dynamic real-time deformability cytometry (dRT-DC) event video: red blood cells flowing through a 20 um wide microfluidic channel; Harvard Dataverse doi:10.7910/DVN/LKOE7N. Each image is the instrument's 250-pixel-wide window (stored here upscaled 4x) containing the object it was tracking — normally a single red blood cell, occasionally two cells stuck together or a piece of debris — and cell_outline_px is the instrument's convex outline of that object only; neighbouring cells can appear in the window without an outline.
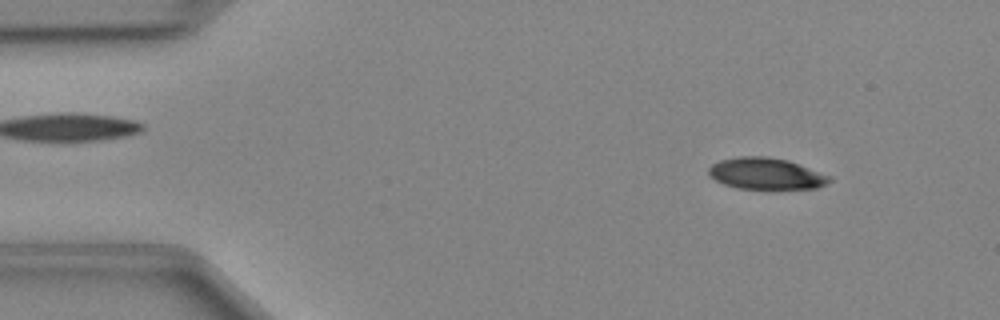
{"species": "Egyptian fruit bat (a non-hibernating species)", "species_latin": "Rousettus aegyptiacus", "temperature_condition": "cold", "stored_images_in_passage": 47, "camera_frame_rate_fps": 3000, "um_per_image_px": 0.085, "animal": {"sex": "female"}, "frame": {"image": 1, "passage_image": 5, "time_ms": 1.333, "image_size_px": [1000, 320], "cell_outline_px": [[832, 180], [816, 188], [740, 188], [724, 184], [716, 180], [708, 172], [708, 168], [712, 164], [720, 160], [740, 156], [764, 156], [788, 160], [832, 176]], "centroid_in_image_um": [65.12, 14.74], "position_along_channel_um": 19.9, "area_um2": 21.85}}
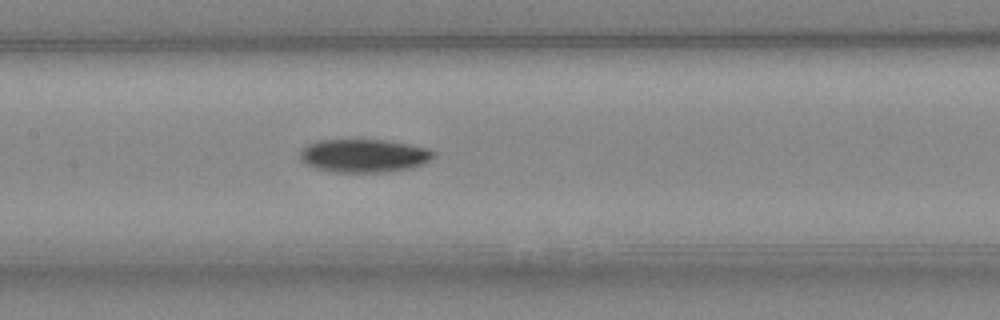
{"frame": {"image": 2, "passage_image": 22, "time_ms": 7.0, "image_size_px": [1000, 320], "cell_outline_px": [[436, 156], [424, 164], [412, 168], [388, 172], [336, 172], [316, 168], [304, 164], [300, 160], [300, 152], [308, 144], [316, 140], [388, 140], [428, 148], [436, 152]], "centroid_in_image_um": [30.97, 13.24], "position_along_channel_um": 176.4, "area_um2": 26.13}}
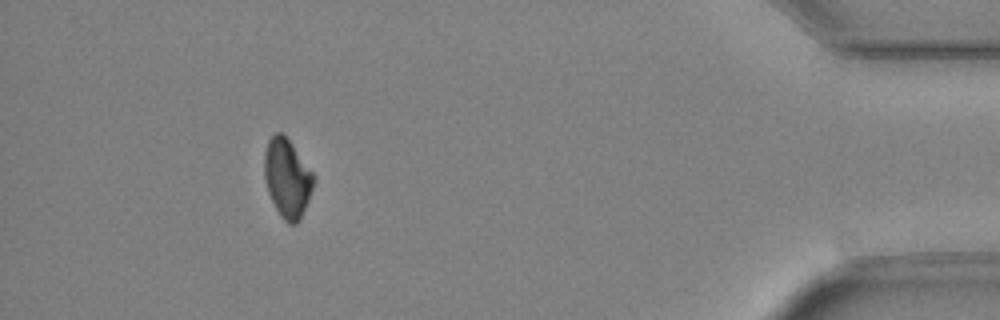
{"frame": {"image": 3, "passage_image": 43, "time_ms": 14.0, "image_size_px": [1000, 320], "cell_outline_px": [[316, 180], [300, 220], [296, 224], [288, 224], [280, 216], [268, 192], [264, 180], [264, 152], [268, 140], [276, 132], [280, 132], [292, 144], [316, 176]], "centroid_in_image_um": [24.42, 15.15], "position_along_channel_um": 410.8, "area_um2": 22.66}}